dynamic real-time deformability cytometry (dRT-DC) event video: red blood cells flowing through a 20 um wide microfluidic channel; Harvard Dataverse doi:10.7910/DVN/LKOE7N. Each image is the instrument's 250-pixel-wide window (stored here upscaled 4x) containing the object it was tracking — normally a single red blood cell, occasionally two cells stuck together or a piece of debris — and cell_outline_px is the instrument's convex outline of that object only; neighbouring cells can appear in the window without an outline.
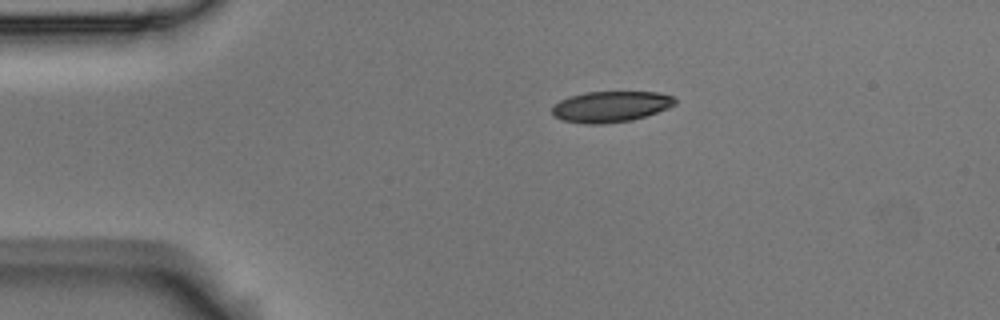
{"species": "Egyptian fruit bat (a non-hibernating species)", "species_latin": "Rousettus aegyptiacus", "temperature_condition": "room temperature", "stored_images_in_passage": 4, "camera_frame_rate_fps": 3000, "um_per_image_px": 0.085, "animal": {"sex": "male"}, "frame": {"image": 1, "passage_image": 1, "time_ms": 0.0, "image_size_px": [1000, 320], "cell_outline_px": [[676, 104], [668, 108], [632, 120], [604, 124], [584, 124], [560, 120], [552, 112], [552, 108], [560, 100], [568, 96], [588, 92], [660, 92], [672, 96], [676, 100]], "centroid_in_image_um": [51.9, 9.06], "position_along_channel_um": 33.1, "area_um2": 22.14}}
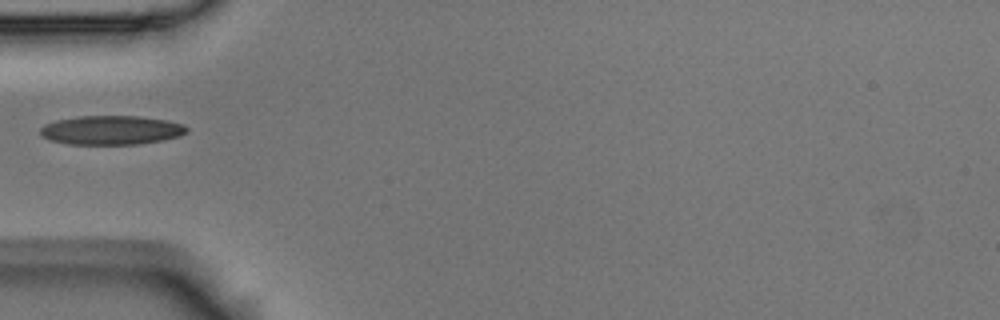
{"frame": {"image": 2, "passage_image": 3, "time_ms": 0.667, "image_size_px": [1000, 320], "cell_outline_px": [[188, 128], [180, 136], [160, 140], [136, 144], [68, 144], [52, 140], [40, 136], [40, 128], [44, 124], [56, 120], [80, 116], [140, 116], [168, 120], [184, 124]], "centroid_in_image_um": [9.44, 11.05], "position_along_channel_um": 75.6, "area_um2": 24.74}}
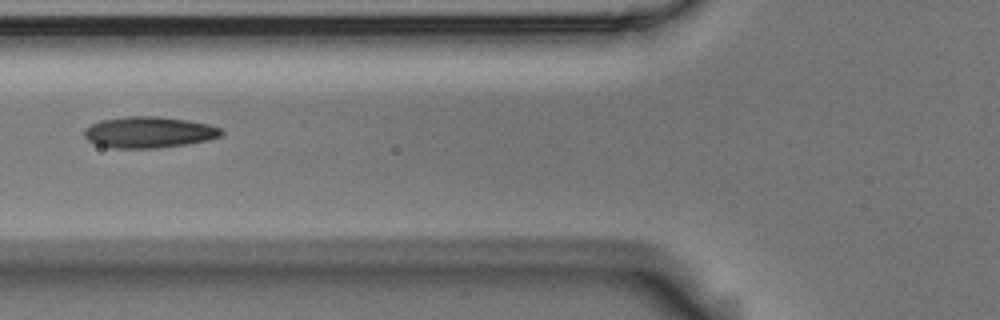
{"frame": {"image": 3, "passage_image": 4, "time_ms": 1.0, "image_size_px": [1000, 320], "cell_outline_px": [[224, 132], [220, 136], [208, 140], [188, 144], [156, 148], [112, 148], [96, 144], [88, 140], [84, 136], [84, 128], [100, 120], [124, 116], [160, 116], [188, 120], [208, 124], [220, 128]], "centroid_in_image_um": [12.65, 11.23], "position_along_channel_um": 113.2, "area_um2": 25.09}}